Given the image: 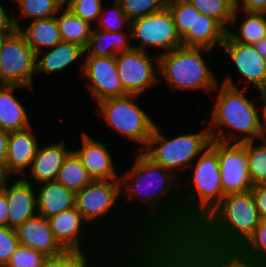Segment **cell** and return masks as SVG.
<instances>
[{
    "label": "cell",
    "mask_w": 266,
    "mask_h": 267,
    "mask_svg": "<svg viewBox=\"0 0 266 267\" xmlns=\"http://www.w3.org/2000/svg\"><path fill=\"white\" fill-rule=\"evenodd\" d=\"M133 156L120 174L123 212L155 247L177 248L182 244L180 178L142 151Z\"/></svg>",
    "instance_id": "1"
},
{
    "label": "cell",
    "mask_w": 266,
    "mask_h": 267,
    "mask_svg": "<svg viewBox=\"0 0 266 267\" xmlns=\"http://www.w3.org/2000/svg\"><path fill=\"white\" fill-rule=\"evenodd\" d=\"M121 198L120 180H96L76 192L74 207L118 253L136 254L152 250L155 246L127 220L120 206Z\"/></svg>",
    "instance_id": "2"
},
{
    "label": "cell",
    "mask_w": 266,
    "mask_h": 267,
    "mask_svg": "<svg viewBox=\"0 0 266 267\" xmlns=\"http://www.w3.org/2000/svg\"><path fill=\"white\" fill-rule=\"evenodd\" d=\"M261 221L252 191L225 195L177 250L236 252Z\"/></svg>",
    "instance_id": "3"
},
{
    "label": "cell",
    "mask_w": 266,
    "mask_h": 267,
    "mask_svg": "<svg viewBox=\"0 0 266 267\" xmlns=\"http://www.w3.org/2000/svg\"><path fill=\"white\" fill-rule=\"evenodd\" d=\"M217 152L209 146L180 178L182 244L220 204L223 189Z\"/></svg>",
    "instance_id": "4"
},
{
    "label": "cell",
    "mask_w": 266,
    "mask_h": 267,
    "mask_svg": "<svg viewBox=\"0 0 266 267\" xmlns=\"http://www.w3.org/2000/svg\"><path fill=\"white\" fill-rule=\"evenodd\" d=\"M246 90L248 88L220 83L212 92L210 96L215 94L216 101L206 123L212 140L242 143L266 137L262 128L261 103L250 100Z\"/></svg>",
    "instance_id": "5"
},
{
    "label": "cell",
    "mask_w": 266,
    "mask_h": 267,
    "mask_svg": "<svg viewBox=\"0 0 266 267\" xmlns=\"http://www.w3.org/2000/svg\"><path fill=\"white\" fill-rule=\"evenodd\" d=\"M213 50L180 46L159 55V83L164 80L171 91H204L210 93L220 83L207 63ZM208 57L207 59L205 57Z\"/></svg>",
    "instance_id": "6"
},
{
    "label": "cell",
    "mask_w": 266,
    "mask_h": 267,
    "mask_svg": "<svg viewBox=\"0 0 266 267\" xmlns=\"http://www.w3.org/2000/svg\"><path fill=\"white\" fill-rule=\"evenodd\" d=\"M197 131L184 133L182 130V134L168 137L156 123L142 152L155 164L181 178L212 141L208 125Z\"/></svg>",
    "instance_id": "7"
},
{
    "label": "cell",
    "mask_w": 266,
    "mask_h": 267,
    "mask_svg": "<svg viewBox=\"0 0 266 267\" xmlns=\"http://www.w3.org/2000/svg\"><path fill=\"white\" fill-rule=\"evenodd\" d=\"M138 95L108 98L97 103L95 112L105 122L106 126L114 130L116 135L124 137L129 142L137 143L135 151H143L148 144L153 128L157 123L149 112L145 111L137 102Z\"/></svg>",
    "instance_id": "8"
},
{
    "label": "cell",
    "mask_w": 266,
    "mask_h": 267,
    "mask_svg": "<svg viewBox=\"0 0 266 267\" xmlns=\"http://www.w3.org/2000/svg\"><path fill=\"white\" fill-rule=\"evenodd\" d=\"M131 40L134 49L149 52L160 49L158 55L182 46L174 18L166 6L161 11L131 21Z\"/></svg>",
    "instance_id": "9"
},
{
    "label": "cell",
    "mask_w": 266,
    "mask_h": 267,
    "mask_svg": "<svg viewBox=\"0 0 266 267\" xmlns=\"http://www.w3.org/2000/svg\"><path fill=\"white\" fill-rule=\"evenodd\" d=\"M0 74L7 85L34 88L36 53L18 29L12 31L0 47Z\"/></svg>",
    "instance_id": "10"
},
{
    "label": "cell",
    "mask_w": 266,
    "mask_h": 267,
    "mask_svg": "<svg viewBox=\"0 0 266 267\" xmlns=\"http://www.w3.org/2000/svg\"><path fill=\"white\" fill-rule=\"evenodd\" d=\"M152 57V58H151ZM116 67L124 91L141 96L159 83V55L132 48L116 55Z\"/></svg>",
    "instance_id": "11"
},
{
    "label": "cell",
    "mask_w": 266,
    "mask_h": 267,
    "mask_svg": "<svg viewBox=\"0 0 266 267\" xmlns=\"http://www.w3.org/2000/svg\"><path fill=\"white\" fill-rule=\"evenodd\" d=\"M48 222L54 238L64 250L113 249L75 207L48 218Z\"/></svg>",
    "instance_id": "12"
},
{
    "label": "cell",
    "mask_w": 266,
    "mask_h": 267,
    "mask_svg": "<svg viewBox=\"0 0 266 267\" xmlns=\"http://www.w3.org/2000/svg\"><path fill=\"white\" fill-rule=\"evenodd\" d=\"M220 50L224 51L227 58H231L230 63L233 62L232 67L239 75L238 83L233 80L234 76L229 75L224 77L222 84L240 88L239 85L245 83V89L253 86L259 92L266 90V60L256 52L254 45L235 42L226 33Z\"/></svg>",
    "instance_id": "13"
},
{
    "label": "cell",
    "mask_w": 266,
    "mask_h": 267,
    "mask_svg": "<svg viewBox=\"0 0 266 267\" xmlns=\"http://www.w3.org/2000/svg\"><path fill=\"white\" fill-rule=\"evenodd\" d=\"M79 76L85 78L84 85L96 104L108 98L128 95L123 88L116 67V56H84L80 61Z\"/></svg>",
    "instance_id": "14"
},
{
    "label": "cell",
    "mask_w": 266,
    "mask_h": 267,
    "mask_svg": "<svg viewBox=\"0 0 266 267\" xmlns=\"http://www.w3.org/2000/svg\"><path fill=\"white\" fill-rule=\"evenodd\" d=\"M210 146L218 155L223 197L250 191L253 184L248 171L249 159L245 142L224 143L212 140Z\"/></svg>",
    "instance_id": "15"
},
{
    "label": "cell",
    "mask_w": 266,
    "mask_h": 267,
    "mask_svg": "<svg viewBox=\"0 0 266 267\" xmlns=\"http://www.w3.org/2000/svg\"><path fill=\"white\" fill-rule=\"evenodd\" d=\"M81 132L80 145L77 143V147L72 149L80 157L86 170L91 172L96 180H120L121 166L116 165L117 160L114 162L113 154L106 143L89 135L87 131Z\"/></svg>",
    "instance_id": "16"
},
{
    "label": "cell",
    "mask_w": 266,
    "mask_h": 267,
    "mask_svg": "<svg viewBox=\"0 0 266 267\" xmlns=\"http://www.w3.org/2000/svg\"><path fill=\"white\" fill-rule=\"evenodd\" d=\"M34 125L21 130L10 132L8 136L7 156L2 167L5 177L22 178L29 170L31 162L41 143ZM39 141V142H38Z\"/></svg>",
    "instance_id": "17"
},
{
    "label": "cell",
    "mask_w": 266,
    "mask_h": 267,
    "mask_svg": "<svg viewBox=\"0 0 266 267\" xmlns=\"http://www.w3.org/2000/svg\"><path fill=\"white\" fill-rule=\"evenodd\" d=\"M51 140L48 144L46 141H41L29 170L22 177L34 186L44 182L56 181L65 157L72 150L69 148V143L62 138L61 140L58 139V142L57 139H54L55 142L53 139Z\"/></svg>",
    "instance_id": "18"
},
{
    "label": "cell",
    "mask_w": 266,
    "mask_h": 267,
    "mask_svg": "<svg viewBox=\"0 0 266 267\" xmlns=\"http://www.w3.org/2000/svg\"><path fill=\"white\" fill-rule=\"evenodd\" d=\"M0 189L7 197L9 227L16 228L38 214L36 188L32 183L23 178L6 177Z\"/></svg>",
    "instance_id": "19"
},
{
    "label": "cell",
    "mask_w": 266,
    "mask_h": 267,
    "mask_svg": "<svg viewBox=\"0 0 266 267\" xmlns=\"http://www.w3.org/2000/svg\"><path fill=\"white\" fill-rule=\"evenodd\" d=\"M15 231L19 245L42 252L46 256L57 255L64 250L54 238L48 219L38 214L18 225Z\"/></svg>",
    "instance_id": "20"
},
{
    "label": "cell",
    "mask_w": 266,
    "mask_h": 267,
    "mask_svg": "<svg viewBox=\"0 0 266 267\" xmlns=\"http://www.w3.org/2000/svg\"><path fill=\"white\" fill-rule=\"evenodd\" d=\"M84 54L85 49L80 45L64 41L57 43L53 48L36 54V76L59 74L79 61L81 57L83 61Z\"/></svg>",
    "instance_id": "21"
},
{
    "label": "cell",
    "mask_w": 266,
    "mask_h": 267,
    "mask_svg": "<svg viewBox=\"0 0 266 267\" xmlns=\"http://www.w3.org/2000/svg\"><path fill=\"white\" fill-rule=\"evenodd\" d=\"M119 254L115 249L63 250L47 256L42 267H107Z\"/></svg>",
    "instance_id": "22"
},
{
    "label": "cell",
    "mask_w": 266,
    "mask_h": 267,
    "mask_svg": "<svg viewBox=\"0 0 266 267\" xmlns=\"http://www.w3.org/2000/svg\"><path fill=\"white\" fill-rule=\"evenodd\" d=\"M38 215L46 219L74 207L76 193L57 181L35 186Z\"/></svg>",
    "instance_id": "23"
},
{
    "label": "cell",
    "mask_w": 266,
    "mask_h": 267,
    "mask_svg": "<svg viewBox=\"0 0 266 267\" xmlns=\"http://www.w3.org/2000/svg\"><path fill=\"white\" fill-rule=\"evenodd\" d=\"M25 88L20 85H6L0 89V127L10 132L21 131L32 126L29 111L18 100L14 90Z\"/></svg>",
    "instance_id": "24"
},
{
    "label": "cell",
    "mask_w": 266,
    "mask_h": 267,
    "mask_svg": "<svg viewBox=\"0 0 266 267\" xmlns=\"http://www.w3.org/2000/svg\"><path fill=\"white\" fill-rule=\"evenodd\" d=\"M180 267H265L241 258L236 252L177 250Z\"/></svg>",
    "instance_id": "25"
},
{
    "label": "cell",
    "mask_w": 266,
    "mask_h": 267,
    "mask_svg": "<svg viewBox=\"0 0 266 267\" xmlns=\"http://www.w3.org/2000/svg\"><path fill=\"white\" fill-rule=\"evenodd\" d=\"M226 30L213 18L195 9L194 32H187L182 38V46L202 47L218 51L224 42ZM217 49V50H215Z\"/></svg>",
    "instance_id": "26"
},
{
    "label": "cell",
    "mask_w": 266,
    "mask_h": 267,
    "mask_svg": "<svg viewBox=\"0 0 266 267\" xmlns=\"http://www.w3.org/2000/svg\"><path fill=\"white\" fill-rule=\"evenodd\" d=\"M107 267H180L176 248L155 247L136 254H119Z\"/></svg>",
    "instance_id": "27"
},
{
    "label": "cell",
    "mask_w": 266,
    "mask_h": 267,
    "mask_svg": "<svg viewBox=\"0 0 266 267\" xmlns=\"http://www.w3.org/2000/svg\"><path fill=\"white\" fill-rule=\"evenodd\" d=\"M126 31L106 32L93 28L84 56H116L131 50V30Z\"/></svg>",
    "instance_id": "28"
},
{
    "label": "cell",
    "mask_w": 266,
    "mask_h": 267,
    "mask_svg": "<svg viewBox=\"0 0 266 267\" xmlns=\"http://www.w3.org/2000/svg\"><path fill=\"white\" fill-rule=\"evenodd\" d=\"M230 26L226 33L235 42L254 45L266 36V13L235 10Z\"/></svg>",
    "instance_id": "29"
},
{
    "label": "cell",
    "mask_w": 266,
    "mask_h": 267,
    "mask_svg": "<svg viewBox=\"0 0 266 267\" xmlns=\"http://www.w3.org/2000/svg\"><path fill=\"white\" fill-rule=\"evenodd\" d=\"M29 23V25L23 24L18 30L36 54L62 42L56 16L31 20Z\"/></svg>",
    "instance_id": "30"
},
{
    "label": "cell",
    "mask_w": 266,
    "mask_h": 267,
    "mask_svg": "<svg viewBox=\"0 0 266 267\" xmlns=\"http://www.w3.org/2000/svg\"><path fill=\"white\" fill-rule=\"evenodd\" d=\"M62 41L80 45L86 48L93 26L62 7L56 15Z\"/></svg>",
    "instance_id": "31"
},
{
    "label": "cell",
    "mask_w": 266,
    "mask_h": 267,
    "mask_svg": "<svg viewBox=\"0 0 266 267\" xmlns=\"http://www.w3.org/2000/svg\"><path fill=\"white\" fill-rule=\"evenodd\" d=\"M56 181L76 193L96 179L86 170L80 157L72 149L65 157Z\"/></svg>",
    "instance_id": "32"
},
{
    "label": "cell",
    "mask_w": 266,
    "mask_h": 267,
    "mask_svg": "<svg viewBox=\"0 0 266 267\" xmlns=\"http://www.w3.org/2000/svg\"><path fill=\"white\" fill-rule=\"evenodd\" d=\"M17 4L19 8L18 18L17 15L13 14V22L16 29H19L24 20H35V19H47L54 17L58 14L62 8L61 4L57 0H12ZM20 19V20H19ZM22 21V22H21Z\"/></svg>",
    "instance_id": "33"
},
{
    "label": "cell",
    "mask_w": 266,
    "mask_h": 267,
    "mask_svg": "<svg viewBox=\"0 0 266 267\" xmlns=\"http://www.w3.org/2000/svg\"><path fill=\"white\" fill-rule=\"evenodd\" d=\"M248 171L253 186L266 184V137L245 142Z\"/></svg>",
    "instance_id": "34"
},
{
    "label": "cell",
    "mask_w": 266,
    "mask_h": 267,
    "mask_svg": "<svg viewBox=\"0 0 266 267\" xmlns=\"http://www.w3.org/2000/svg\"><path fill=\"white\" fill-rule=\"evenodd\" d=\"M201 14L216 20L226 31L234 15V0H187Z\"/></svg>",
    "instance_id": "35"
},
{
    "label": "cell",
    "mask_w": 266,
    "mask_h": 267,
    "mask_svg": "<svg viewBox=\"0 0 266 267\" xmlns=\"http://www.w3.org/2000/svg\"><path fill=\"white\" fill-rule=\"evenodd\" d=\"M243 259L266 267V220H261L254 233L236 251Z\"/></svg>",
    "instance_id": "36"
},
{
    "label": "cell",
    "mask_w": 266,
    "mask_h": 267,
    "mask_svg": "<svg viewBox=\"0 0 266 267\" xmlns=\"http://www.w3.org/2000/svg\"><path fill=\"white\" fill-rule=\"evenodd\" d=\"M178 35L182 38L187 32H194L195 8L187 0H167Z\"/></svg>",
    "instance_id": "37"
},
{
    "label": "cell",
    "mask_w": 266,
    "mask_h": 267,
    "mask_svg": "<svg viewBox=\"0 0 266 267\" xmlns=\"http://www.w3.org/2000/svg\"><path fill=\"white\" fill-rule=\"evenodd\" d=\"M113 3V7H110L108 10L102 7L101 15L94 29L106 32H121L125 31V28L130 30L131 20L125 15L120 4L116 0H113Z\"/></svg>",
    "instance_id": "38"
},
{
    "label": "cell",
    "mask_w": 266,
    "mask_h": 267,
    "mask_svg": "<svg viewBox=\"0 0 266 267\" xmlns=\"http://www.w3.org/2000/svg\"><path fill=\"white\" fill-rule=\"evenodd\" d=\"M125 15L132 21L161 11L167 0H116Z\"/></svg>",
    "instance_id": "39"
},
{
    "label": "cell",
    "mask_w": 266,
    "mask_h": 267,
    "mask_svg": "<svg viewBox=\"0 0 266 267\" xmlns=\"http://www.w3.org/2000/svg\"><path fill=\"white\" fill-rule=\"evenodd\" d=\"M103 5V0H72L66 8L94 26L101 15Z\"/></svg>",
    "instance_id": "40"
},
{
    "label": "cell",
    "mask_w": 266,
    "mask_h": 267,
    "mask_svg": "<svg viewBox=\"0 0 266 267\" xmlns=\"http://www.w3.org/2000/svg\"><path fill=\"white\" fill-rule=\"evenodd\" d=\"M46 257L42 252L19 245L5 267H42Z\"/></svg>",
    "instance_id": "41"
},
{
    "label": "cell",
    "mask_w": 266,
    "mask_h": 267,
    "mask_svg": "<svg viewBox=\"0 0 266 267\" xmlns=\"http://www.w3.org/2000/svg\"><path fill=\"white\" fill-rule=\"evenodd\" d=\"M19 246L15 228L0 226V267H5Z\"/></svg>",
    "instance_id": "42"
},
{
    "label": "cell",
    "mask_w": 266,
    "mask_h": 267,
    "mask_svg": "<svg viewBox=\"0 0 266 267\" xmlns=\"http://www.w3.org/2000/svg\"><path fill=\"white\" fill-rule=\"evenodd\" d=\"M235 10L248 13H266V0H234Z\"/></svg>",
    "instance_id": "43"
},
{
    "label": "cell",
    "mask_w": 266,
    "mask_h": 267,
    "mask_svg": "<svg viewBox=\"0 0 266 267\" xmlns=\"http://www.w3.org/2000/svg\"><path fill=\"white\" fill-rule=\"evenodd\" d=\"M251 191L255 198L261 220H266V184L253 186Z\"/></svg>",
    "instance_id": "44"
},
{
    "label": "cell",
    "mask_w": 266,
    "mask_h": 267,
    "mask_svg": "<svg viewBox=\"0 0 266 267\" xmlns=\"http://www.w3.org/2000/svg\"><path fill=\"white\" fill-rule=\"evenodd\" d=\"M8 202L6 194L0 189V226H9Z\"/></svg>",
    "instance_id": "45"
},
{
    "label": "cell",
    "mask_w": 266,
    "mask_h": 267,
    "mask_svg": "<svg viewBox=\"0 0 266 267\" xmlns=\"http://www.w3.org/2000/svg\"><path fill=\"white\" fill-rule=\"evenodd\" d=\"M9 132L0 127V166L5 165Z\"/></svg>",
    "instance_id": "46"
},
{
    "label": "cell",
    "mask_w": 266,
    "mask_h": 267,
    "mask_svg": "<svg viewBox=\"0 0 266 267\" xmlns=\"http://www.w3.org/2000/svg\"><path fill=\"white\" fill-rule=\"evenodd\" d=\"M13 13L7 10L2 3L0 4V27H15Z\"/></svg>",
    "instance_id": "47"
},
{
    "label": "cell",
    "mask_w": 266,
    "mask_h": 267,
    "mask_svg": "<svg viewBox=\"0 0 266 267\" xmlns=\"http://www.w3.org/2000/svg\"><path fill=\"white\" fill-rule=\"evenodd\" d=\"M260 103H261V117H262V128L266 135V90L261 92L258 91Z\"/></svg>",
    "instance_id": "48"
},
{
    "label": "cell",
    "mask_w": 266,
    "mask_h": 267,
    "mask_svg": "<svg viewBox=\"0 0 266 267\" xmlns=\"http://www.w3.org/2000/svg\"><path fill=\"white\" fill-rule=\"evenodd\" d=\"M256 52L266 60V36L254 44Z\"/></svg>",
    "instance_id": "49"
},
{
    "label": "cell",
    "mask_w": 266,
    "mask_h": 267,
    "mask_svg": "<svg viewBox=\"0 0 266 267\" xmlns=\"http://www.w3.org/2000/svg\"><path fill=\"white\" fill-rule=\"evenodd\" d=\"M15 29V27H0V47L2 46L4 40L8 37V35Z\"/></svg>",
    "instance_id": "50"
},
{
    "label": "cell",
    "mask_w": 266,
    "mask_h": 267,
    "mask_svg": "<svg viewBox=\"0 0 266 267\" xmlns=\"http://www.w3.org/2000/svg\"><path fill=\"white\" fill-rule=\"evenodd\" d=\"M62 7H66L72 0H57Z\"/></svg>",
    "instance_id": "51"
},
{
    "label": "cell",
    "mask_w": 266,
    "mask_h": 267,
    "mask_svg": "<svg viewBox=\"0 0 266 267\" xmlns=\"http://www.w3.org/2000/svg\"><path fill=\"white\" fill-rule=\"evenodd\" d=\"M6 177L4 176L2 167L0 166V185L2 184V181L5 179Z\"/></svg>",
    "instance_id": "52"
},
{
    "label": "cell",
    "mask_w": 266,
    "mask_h": 267,
    "mask_svg": "<svg viewBox=\"0 0 266 267\" xmlns=\"http://www.w3.org/2000/svg\"><path fill=\"white\" fill-rule=\"evenodd\" d=\"M7 84L5 83V81L2 79L1 74H0V89L5 87Z\"/></svg>",
    "instance_id": "53"
}]
</instances>
